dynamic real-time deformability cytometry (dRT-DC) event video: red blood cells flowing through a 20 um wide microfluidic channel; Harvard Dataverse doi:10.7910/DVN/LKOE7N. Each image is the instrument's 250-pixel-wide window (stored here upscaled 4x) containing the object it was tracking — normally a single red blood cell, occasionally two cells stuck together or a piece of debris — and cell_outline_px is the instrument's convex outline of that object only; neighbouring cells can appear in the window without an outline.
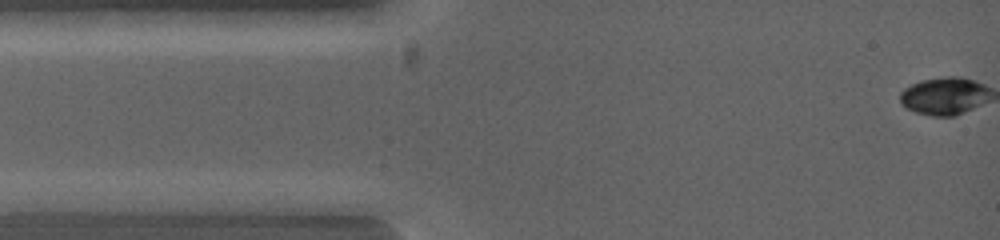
{"species": "common noctule bat (a hibernating species)", "species_latin": "Nyctalus noctula", "temperature_condition": "warm", "stored_images_in_passage": 3, "camera_frame_rate_fps": 5000, "um_per_image_px": 0.085, "animal": {"sex": "female", "body_mass_g": 19.0, "forearm_length_mm": 53.3}, "frame": {"image": 1, "passage_image": 1, "time_ms": 0.0, "image_size_px": [1000, 240], "cell_outline_px": [[308, 200], [304, 216], [296, 220], [184, 208], [148, 200], [280, 192], [284, 192]], "centroid_in_image_um": [20.99, 17.39], "position_along_channel_um": 64.0, "area_um2": 18.38}}